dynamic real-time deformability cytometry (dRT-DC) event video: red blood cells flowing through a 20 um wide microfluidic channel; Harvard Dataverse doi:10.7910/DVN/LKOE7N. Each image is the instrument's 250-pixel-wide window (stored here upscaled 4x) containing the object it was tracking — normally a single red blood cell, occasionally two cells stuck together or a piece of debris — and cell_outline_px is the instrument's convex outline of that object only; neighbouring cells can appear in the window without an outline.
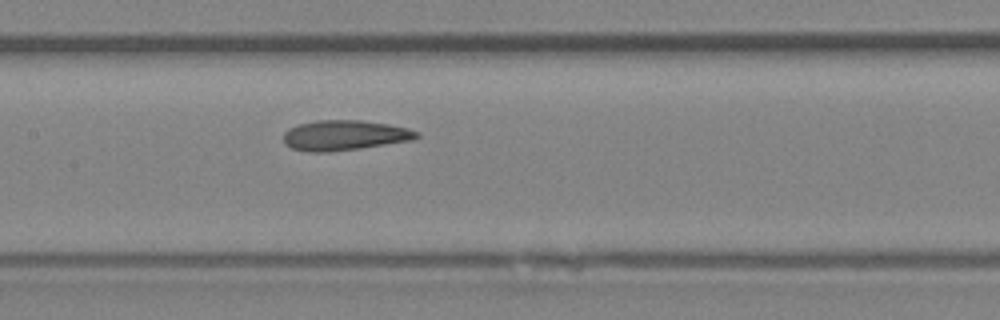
{"species": "Egyptian fruit bat (a non-hibernating species)", "species_latin": "Rousettus aegyptiacus", "temperature_condition": "room temperature", "stored_images_in_passage": 6, "camera_frame_rate_fps": 3000, "um_per_image_px": 0.085, "animal": {"sex": "female"}, "frame": {"image": 1, "passage_image": 6, "time_ms": 6.0, "image_size_px": [1000, 320], "cell_outline_px": [[420, 136], [416, 140], [360, 148], [328, 152], [308, 152], [292, 148], [284, 144], [284, 132], [288, 128], [296, 124], [316, 120], [360, 120], [388, 124], [408, 128], [420, 132]], "centroid_in_image_um": [29.3, 11.5], "position_along_channel_um": 178.1, "area_um2": 23.7}}